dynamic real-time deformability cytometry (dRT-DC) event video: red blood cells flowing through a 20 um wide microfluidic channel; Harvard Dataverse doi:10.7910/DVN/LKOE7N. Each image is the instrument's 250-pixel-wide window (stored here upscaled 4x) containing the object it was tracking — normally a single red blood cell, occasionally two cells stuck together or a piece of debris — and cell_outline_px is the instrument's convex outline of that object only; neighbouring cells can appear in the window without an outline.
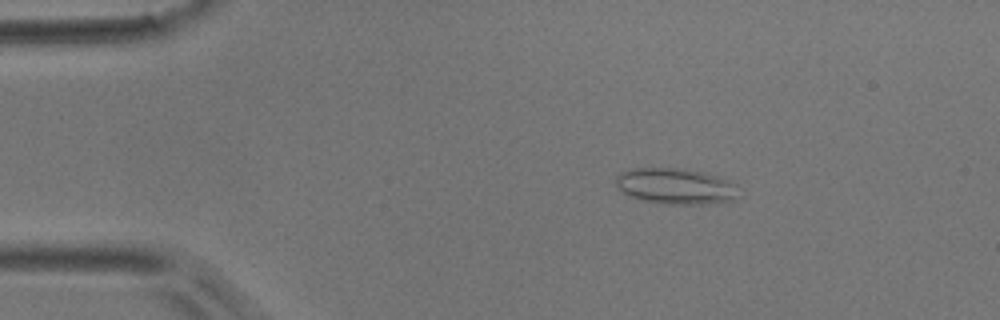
{"species": "common noctule bat (a hibernating species)", "species_latin": "Nyctalus noctula", "temperature_condition": "room temperature", "stored_images_in_passage": 5, "camera_frame_rate_fps": 3000, "um_per_image_px": 0.085, "animal": {"sex": "male", "body_mass_g": 17.9}, "frame": {"image": 1, "passage_image": 3, "time_ms": 2.333, "image_size_px": [1000, 320], "cell_outline_px": [[740, 196], [732, 200], [704, 204], [660, 204], [644, 200], [620, 192], [616, 184], [616, 176], [620, 172], [632, 168], [676, 168], [704, 172], [728, 180], [736, 184]], "centroid_in_image_um": [57.43, 15.83], "position_along_channel_um": 27.6, "area_um2": 25.84}}